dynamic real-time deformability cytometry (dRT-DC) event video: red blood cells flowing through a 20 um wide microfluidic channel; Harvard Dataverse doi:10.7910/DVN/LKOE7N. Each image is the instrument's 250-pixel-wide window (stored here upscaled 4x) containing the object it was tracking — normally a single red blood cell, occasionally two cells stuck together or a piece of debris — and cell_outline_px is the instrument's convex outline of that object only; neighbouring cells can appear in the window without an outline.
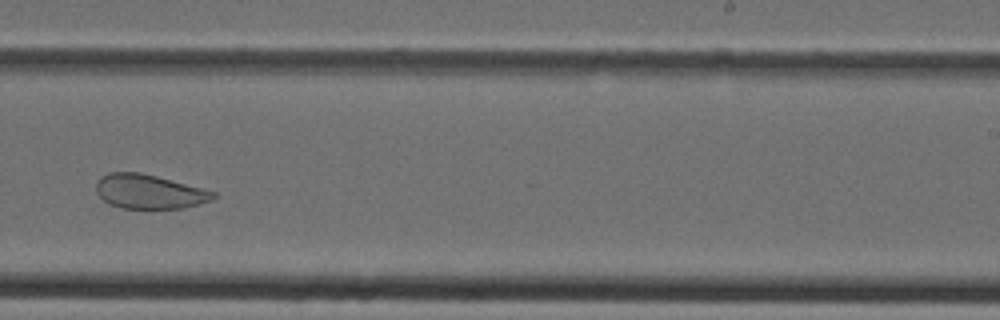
{"species": "Egyptian fruit bat (a non-hibernating species)", "species_latin": "Rousettus aegyptiacus", "temperature_condition": "cold", "stored_images_in_passage": 27, "camera_frame_rate_fps": 3000, "um_per_image_px": 0.085, "animal": {"sex": "female"}, "frame": {"image": 1, "passage_image": 20, "time_ms": 6.333, "image_size_px": [1000, 320], "cell_outline_px": [[216, 196], [212, 200], [184, 208], [120, 208], [108, 204], [96, 192], [96, 180], [100, 176], [108, 172], [140, 172], [156, 176], [216, 192]], "centroid_in_image_um": [12.63, 16.28], "position_along_channel_um": 276.4, "area_um2": 23.35}}